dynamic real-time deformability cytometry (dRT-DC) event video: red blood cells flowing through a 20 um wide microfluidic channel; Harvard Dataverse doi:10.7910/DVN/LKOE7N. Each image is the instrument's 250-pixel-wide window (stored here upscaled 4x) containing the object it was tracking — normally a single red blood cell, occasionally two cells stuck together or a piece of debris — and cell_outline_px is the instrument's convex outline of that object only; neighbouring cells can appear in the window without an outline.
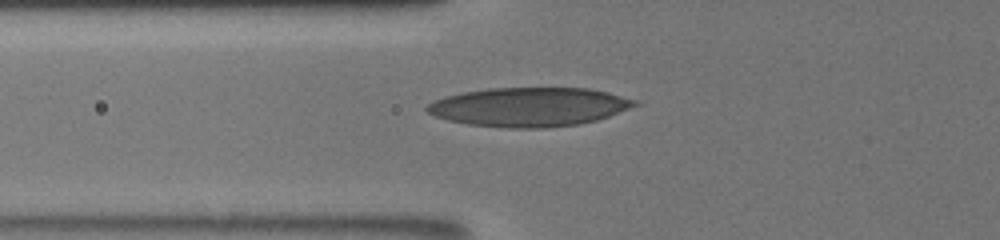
{"species": "human", "species_latin": "Homo sapiens", "temperature_condition": "room temperature", "stored_images_in_passage": 48, "camera_frame_rate_fps": 3000, "um_per_image_px": 0.085, "donor": {"sex": "male"}, "frame": {"image": 1, "passage_image": 4, "time_ms": 0.667, "image_size_px": [1000, 240], "cell_outline_px": [[640, 104], [608, 116], [596, 120], [580, 124], [544, 128], [508, 128], [468, 124], [448, 120], [436, 116], [428, 112], [424, 108], [432, 100], [444, 96], [464, 92], [488, 88], [588, 88], [608, 92], [640, 100]], "centroid_in_image_um": [44.99, 9.08], "position_along_channel_um": 80.8, "area_um2": 47.4}}
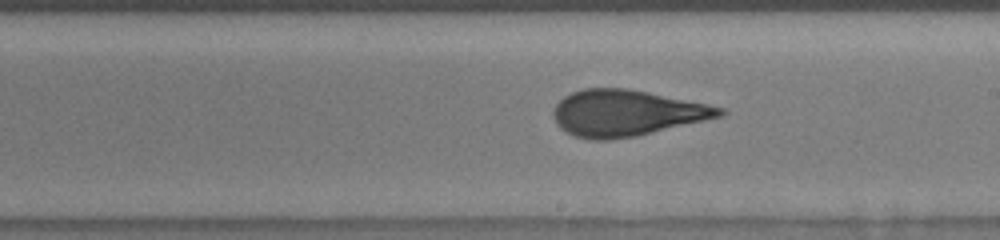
{"frame": {"image": 2, "passage_image": 19, "time_ms": 4.667, "image_size_px": [1000, 240], "cell_outline_px": [[728, 112], [724, 116], [636, 136], [608, 140], [592, 140], [576, 136], [560, 128], [556, 124], [552, 116], [552, 112], [556, 104], [564, 96], [572, 92], [584, 88], [628, 88], [708, 104], [724, 108]], "centroid_in_image_um": [53.25, 9.6], "position_along_channel_um": 235.8, "area_um2": 44.8}}
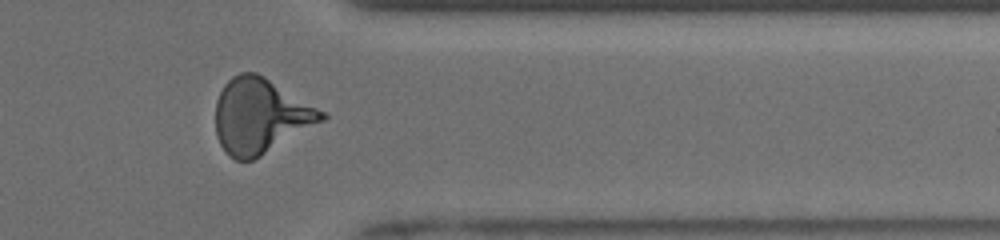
{"frame": {"image": 3, "passage_image": 37, "time_ms": 8.667, "image_size_px": [1000, 240], "cell_outline_px": [[328, 116], [324, 120], [260, 156], [252, 160], [236, 160], [228, 156], [220, 144], [216, 136], [216, 100], [224, 84], [232, 76], [240, 72], [256, 72], [264, 76], [324, 112]], "centroid_in_image_um": [22.08, 9.85], "position_along_channel_um": 389.3, "area_um2": 45.84}, "authors_computed_cell_mechanics": {"area_um2": 43.928, "velocity_mm_per_s": 3.9106, "shape_relaxation_time_tau1_ms": 6.3782, "shape_relaxation_time_tau2_ms": 1.0745, "deformation_change_tau1": 0.23, "deformation_change_tau2": 0.099}}